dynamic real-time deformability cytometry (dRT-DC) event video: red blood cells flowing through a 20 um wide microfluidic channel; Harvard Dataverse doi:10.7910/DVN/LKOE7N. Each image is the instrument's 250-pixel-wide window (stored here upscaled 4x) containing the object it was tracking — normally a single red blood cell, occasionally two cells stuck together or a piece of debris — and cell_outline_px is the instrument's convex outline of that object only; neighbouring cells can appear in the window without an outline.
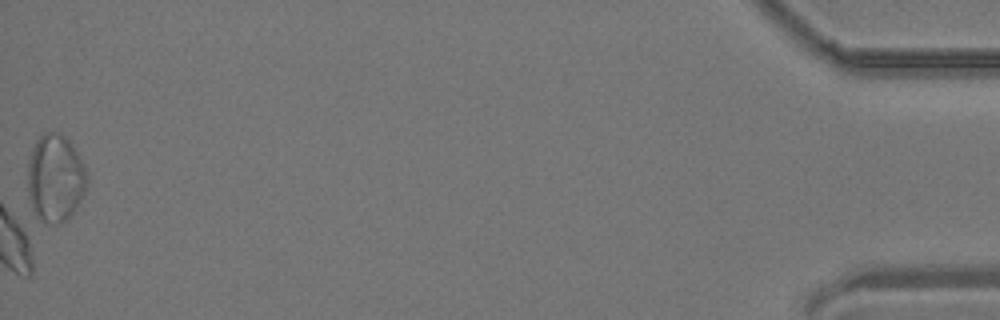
{"species": "common noctule bat (a hibernating species)", "species_latin": "Nyctalus noctula", "temperature_condition": "room temperature", "stored_images_in_passage": 37, "camera_frame_rate_fps": 3000, "um_per_image_px": 0.085, "animal": {"sex": "male", "body_mass_g": 19.2, "forearm_length_mm": 51.8}, "frame": {"image": 1, "passage_image": 37, "time_ms": 12.0, "image_size_px": [1000, 320], "cell_outline_px": [[88, 180], [84, 192], [72, 212], [64, 220], [56, 224], [48, 224], [40, 220], [36, 216], [28, 192], [28, 160], [32, 148], [36, 140], [44, 132], [60, 132], [68, 140], [84, 164], [88, 176]], "centroid_in_image_um": [4.68, 15.11], "position_along_channel_um": 430.5, "area_um2": 30.0}}